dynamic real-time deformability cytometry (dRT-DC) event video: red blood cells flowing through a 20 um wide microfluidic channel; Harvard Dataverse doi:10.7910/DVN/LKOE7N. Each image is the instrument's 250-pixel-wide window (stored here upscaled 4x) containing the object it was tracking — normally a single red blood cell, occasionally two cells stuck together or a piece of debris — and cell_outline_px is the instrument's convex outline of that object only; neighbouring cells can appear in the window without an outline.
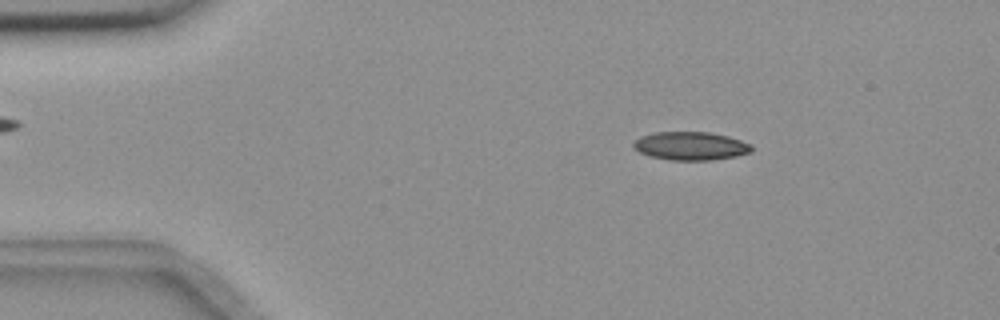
{"species": "common noctule bat (a hibernating species)", "species_latin": "Nyctalus noctula", "temperature_condition": "room temperature", "stored_images_in_passage": 5, "camera_frame_rate_fps": 3000, "um_per_image_px": 0.085, "animal": {"sex": "female", "body_mass_g": 18.4}, "frame": {"image": 1, "passage_image": 3, "time_ms": 0.667, "image_size_px": [1000, 320], "cell_outline_px": [[752, 152], [736, 156], [712, 160], [668, 160], [648, 156], [632, 148], [632, 144], [640, 136], [652, 132], [712, 132], [728, 136], [752, 144]], "centroid_in_image_um": [58.69, 12.4], "position_along_channel_um": 26.3, "area_um2": 19.77}}